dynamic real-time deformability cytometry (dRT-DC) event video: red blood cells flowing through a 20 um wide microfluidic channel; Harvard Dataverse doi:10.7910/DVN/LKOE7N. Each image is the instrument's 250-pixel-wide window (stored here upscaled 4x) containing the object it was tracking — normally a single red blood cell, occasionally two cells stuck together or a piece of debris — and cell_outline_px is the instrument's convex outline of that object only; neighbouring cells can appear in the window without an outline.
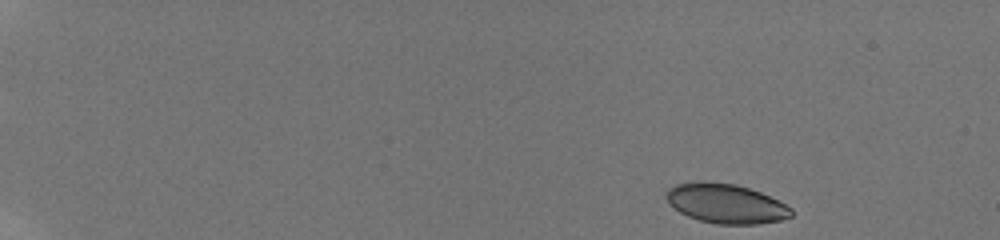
{"species": "human", "species_latin": "Homo sapiens", "temperature_condition": "room temperature", "stored_images_in_passage": 42, "camera_frame_rate_fps": 3000, "um_per_image_px": 0.085, "donor": {"sex": "male"}, "frame": {"image": 1, "passage_image": 1, "time_ms": 0.0, "image_size_px": [1000, 240], "cell_outline_px": [[792, 216], [780, 220], [760, 224], [716, 224], [700, 220], [688, 216], [680, 212], [668, 204], [664, 196], [668, 188], [676, 184], [736, 184], [760, 192], [792, 208]], "centroid_in_image_um": [61.7, 17.35], "position_along_channel_um": 23.3, "area_um2": 28.03}}
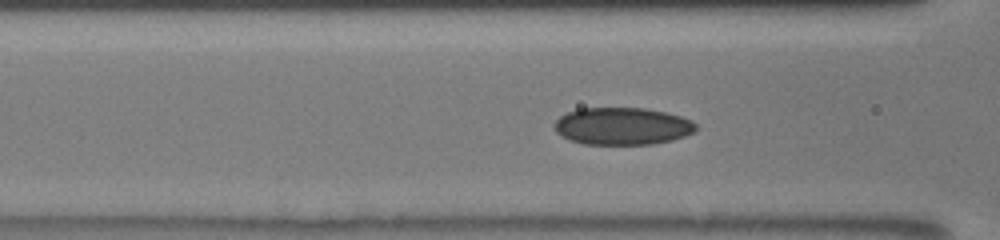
{"frame": {"image": 2, "passage_image": 30, "time_ms": 6.333, "image_size_px": [1000, 240], "cell_outline_px": [[696, 128], [692, 132], [684, 136], [672, 140], [652, 144], [584, 144], [568, 140], [556, 132], [556, 120], [560, 116], [568, 112], [580, 108], [644, 108], [664, 112], [680, 116], [692, 120], [696, 124]], "centroid_in_image_um": [52.89, 10.72], "position_along_channel_um": 113.7, "area_um2": 30.63}}
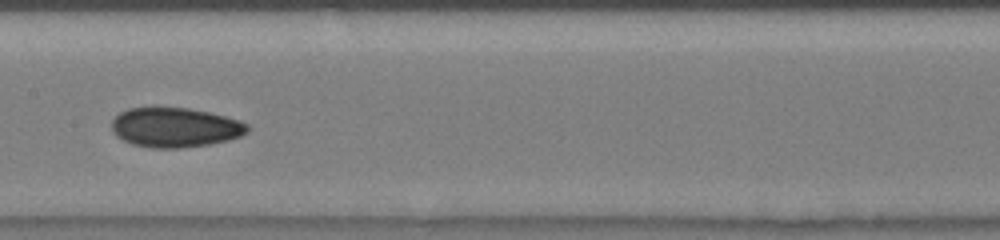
{"frame": {"image": 3, "passage_image": 41, "time_ms": 8.333, "image_size_px": [1000, 240], "cell_outline_px": [[248, 132], [240, 136], [228, 140], [212, 144], [180, 148], [152, 148], [132, 144], [116, 136], [112, 132], [112, 120], [120, 112], [128, 108], [188, 108], [208, 112], [240, 120], [248, 124]], "centroid_in_image_um": [14.88, 10.84], "position_along_channel_um": 192.5, "area_um2": 31.33}}